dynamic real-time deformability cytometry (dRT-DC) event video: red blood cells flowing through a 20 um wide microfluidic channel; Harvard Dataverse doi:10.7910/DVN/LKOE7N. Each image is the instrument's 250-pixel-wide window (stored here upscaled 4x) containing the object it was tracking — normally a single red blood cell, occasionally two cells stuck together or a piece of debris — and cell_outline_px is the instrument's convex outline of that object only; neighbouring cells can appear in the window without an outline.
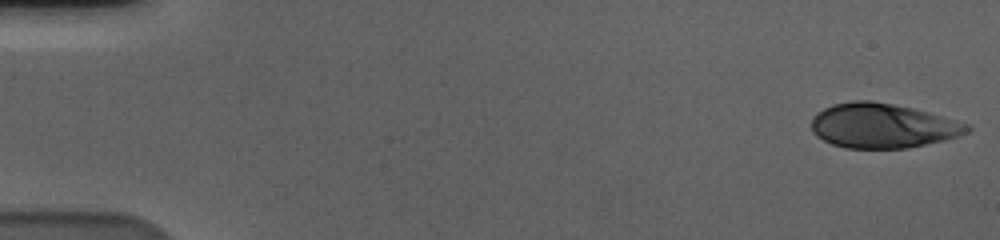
{"species": "human", "species_latin": "Homo sapiens", "temperature_condition": "cold", "stored_images_in_passage": 57, "camera_frame_rate_fps": 3000, "um_per_image_px": 0.085, "donor": {"sex": "male"}, "frame": {"image": 1, "passage_image": 1, "time_ms": 0.0, "image_size_px": [1000, 240], "cell_outline_px": [[972, 128], [968, 132], [960, 136], [944, 140], [908, 148], [844, 148], [832, 144], [816, 136], [812, 132], [812, 120], [816, 112], [832, 104], [852, 100], [872, 100], [912, 108], [928, 112], [968, 124]], "centroid_in_image_um": [75.0, 10.68], "position_along_channel_um": 10.0, "area_um2": 40.52}}
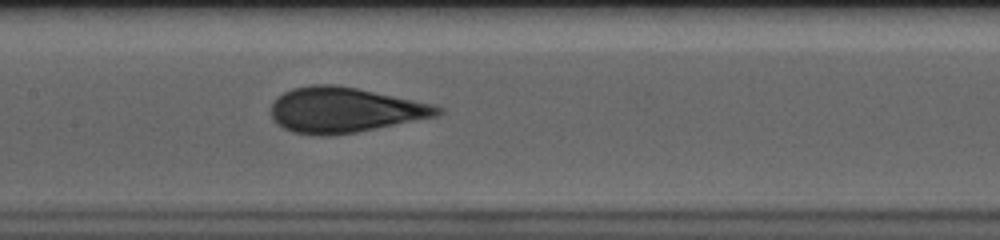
{"frame": {"image": 2, "passage_image": 28, "time_ms": 9.0, "image_size_px": [1000, 240], "cell_outline_px": [[444, 112], [436, 116], [356, 132], [328, 136], [320, 136], [292, 132], [276, 124], [272, 120], [272, 104], [284, 92], [292, 88], [312, 84], [332, 84], [356, 88], [432, 104], [444, 108]], "centroid_in_image_um": [29.26, 9.35], "position_along_channel_um": 178.1, "area_um2": 43.58}}
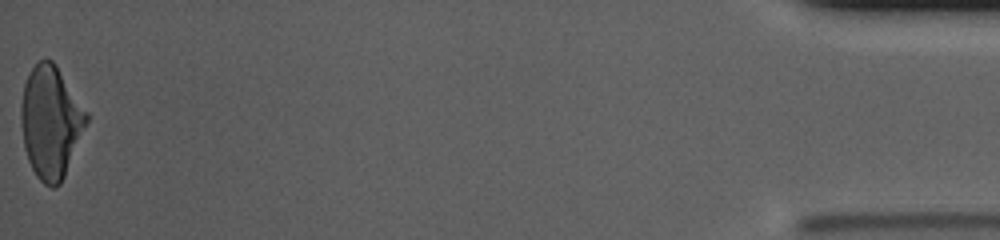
{"frame": {"image": 3, "passage_image": 57, "time_ms": 18.667, "image_size_px": [1000, 240], "cell_outline_px": [[88, 120], [64, 176], [60, 184], [52, 188], [44, 184], [36, 176], [28, 160], [24, 148], [20, 120], [20, 104], [24, 84], [28, 72], [40, 60], [52, 60], [56, 64], [88, 112]], "centroid_in_image_um": [4.29, 10.36], "position_along_channel_um": 430.9, "area_um2": 42.77}, "authors_computed_cell_mechanics": {"area_um2": 43.2344, "velocity_mm_per_s": 3.5951, "shape_relaxation_time_tau1_ms": 4.7932, "shape_relaxation_time_tau2_ms": null, "deformation_change_tau1": 0.1866, "deformation_change_tau2": null}}